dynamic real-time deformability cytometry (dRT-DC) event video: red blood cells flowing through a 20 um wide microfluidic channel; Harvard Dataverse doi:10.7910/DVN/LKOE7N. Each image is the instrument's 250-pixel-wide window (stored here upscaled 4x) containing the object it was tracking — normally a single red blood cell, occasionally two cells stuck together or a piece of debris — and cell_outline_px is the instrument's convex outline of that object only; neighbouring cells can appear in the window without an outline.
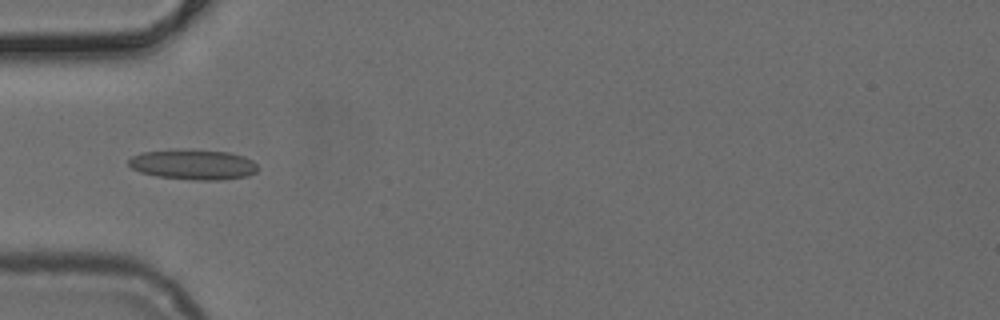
{"species": "common noctule bat (a hibernating species)", "species_latin": "Nyctalus noctula", "temperature_condition": "cold", "stored_images_in_passage": 36, "camera_frame_rate_fps": 3000, "um_per_image_px": 0.085, "animal": {"sex": "female", "body_mass_g": 24.6, "forearm_length_mm": 56.2}, "frame": {"image": 1, "passage_image": 3, "time_ms": 0.667, "image_size_px": [1000, 320], "cell_outline_px": [[260, 168], [256, 172], [248, 176], [220, 180], [192, 180], [156, 176], [140, 172], [132, 168], [128, 164], [128, 160], [132, 156], [140, 152], [188, 148], [228, 152], [244, 156], [252, 160]], "centroid_in_image_um": [16.43, 13.97], "position_along_channel_um": 68.6, "area_um2": 23.18}}
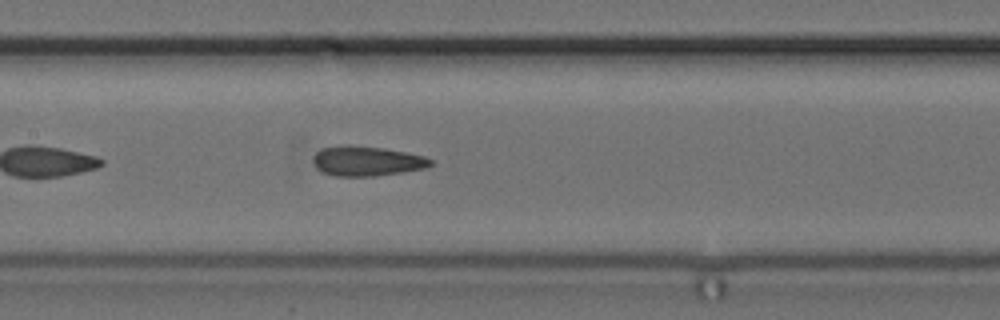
{"frame": {"image": 2, "passage_image": 11, "time_ms": 3.333, "image_size_px": [1000, 320], "cell_outline_px": [[432, 164], [424, 168], [376, 176], [336, 176], [324, 172], [316, 168], [312, 160], [312, 156], [320, 148], [340, 144], [348, 144], [384, 148], [424, 156], [432, 160]], "centroid_in_image_um": [31.11, 13.67], "position_along_channel_um": 176.3, "area_um2": 20.52}}
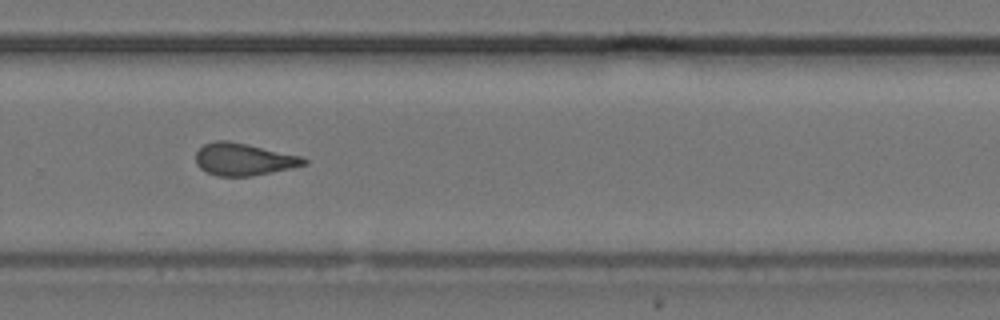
{"frame": {"image": 3, "passage_image": 21, "time_ms": 6.667, "image_size_px": [1000, 320], "cell_outline_px": [[308, 164], [292, 168], [252, 176], [216, 176], [200, 168], [196, 164], [196, 152], [204, 144], [216, 140], [228, 140], [300, 156], [308, 160]], "centroid_in_image_um": [20.7, 13.55], "position_along_channel_um": 309.1, "area_um2": 20.23}}